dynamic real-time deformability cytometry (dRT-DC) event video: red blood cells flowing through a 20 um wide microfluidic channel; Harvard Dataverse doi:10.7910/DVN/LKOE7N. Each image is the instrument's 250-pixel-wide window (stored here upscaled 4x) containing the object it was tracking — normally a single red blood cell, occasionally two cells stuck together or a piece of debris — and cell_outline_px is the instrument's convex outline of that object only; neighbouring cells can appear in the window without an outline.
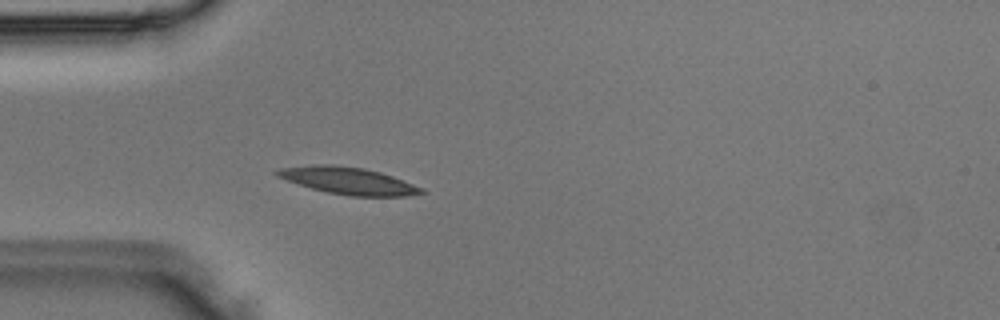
{"species": "Egyptian fruit bat (a non-hibernating species)", "species_latin": "Rousettus aegyptiacus", "temperature_condition": "room temperature", "stored_images_in_passage": 37, "camera_frame_rate_fps": 3000, "um_per_image_px": 0.085, "animal": {"sex": "male"}, "frame": {"image": 1, "passage_image": 2, "time_ms": 0.333, "image_size_px": [1000, 320], "cell_outline_px": [[428, 192], [404, 196], [348, 196], [328, 192], [312, 188], [276, 176], [272, 172], [280, 168], [312, 164], [332, 164], [364, 168], [380, 172], [392, 176], [424, 188]], "centroid_in_image_um": [29.61, 15.35], "position_along_channel_um": 55.4, "area_um2": 22.72}}
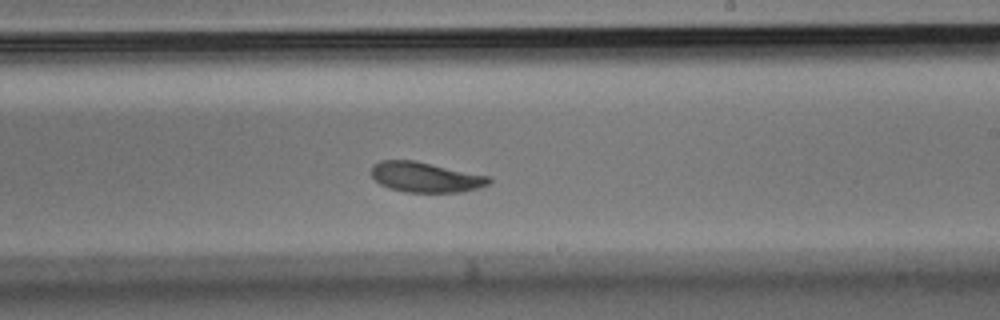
{"frame": {"image": 2, "passage_image": 17, "time_ms": 5.333, "image_size_px": [1000, 320], "cell_outline_px": [[492, 180], [488, 184], [464, 192], [404, 192], [388, 188], [380, 184], [372, 176], [372, 164], [380, 160], [412, 160], [488, 176]], "centroid_in_image_um": [36.12, 15.06], "position_along_channel_um": 252.9, "area_um2": 20.46}}
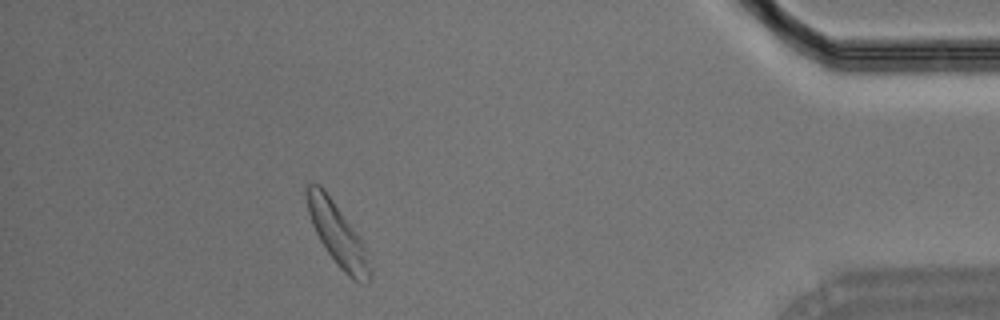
{"frame": {"image": 3, "passage_image": 32, "time_ms": 10.333, "image_size_px": [1000, 320], "cell_outline_px": [[372, 272], [368, 284], [360, 284], [352, 280], [336, 264], [320, 240], [312, 224], [308, 212], [304, 188], [304, 184], [320, 184], [324, 188], [356, 232], [364, 244]], "centroid_in_image_um": [28.69, 19.94], "position_along_channel_um": 406.5, "area_um2": 22.95}}